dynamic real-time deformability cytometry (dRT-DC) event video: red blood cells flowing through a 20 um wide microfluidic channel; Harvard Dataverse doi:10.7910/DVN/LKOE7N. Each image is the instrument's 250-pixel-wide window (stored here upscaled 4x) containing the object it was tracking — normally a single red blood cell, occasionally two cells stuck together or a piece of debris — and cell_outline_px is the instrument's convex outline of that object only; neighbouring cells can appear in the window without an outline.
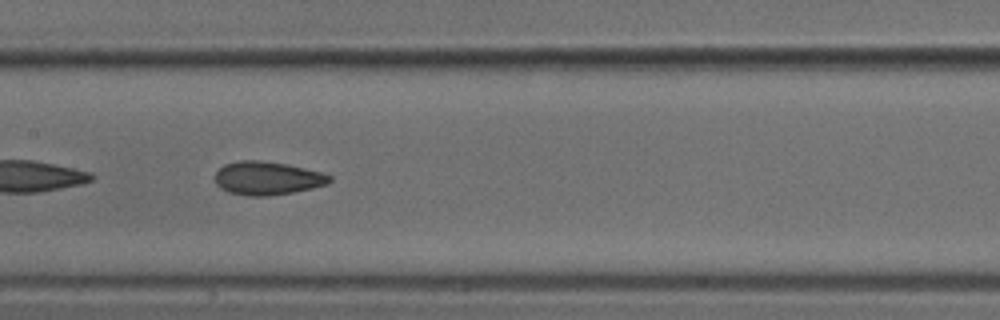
{"species": "common noctule bat (a hibernating species)", "species_latin": "Nyctalus noctula", "temperature_condition": "cold", "stored_images_in_passage": 37, "camera_frame_rate_fps": 3000, "um_per_image_px": 0.085, "animal": {"sex": "male", "body_mass_g": 18.8}, "frame": {"image": 1, "passage_image": 11, "time_ms": 3.333, "image_size_px": [1000, 320], "cell_outline_px": [[332, 180], [328, 184], [312, 188], [292, 192], [268, 196], [248, 196], [228, 192], [220, 188], [216, 184], [216, 172], [224, 164], [240, 160], [260, 160], [288, 164], [320, 172], [332, 176]], "centroid_in_image_um": [22.72, 15.14], "position_along_channel_um": 184.7, "area_um2": 22.31}}